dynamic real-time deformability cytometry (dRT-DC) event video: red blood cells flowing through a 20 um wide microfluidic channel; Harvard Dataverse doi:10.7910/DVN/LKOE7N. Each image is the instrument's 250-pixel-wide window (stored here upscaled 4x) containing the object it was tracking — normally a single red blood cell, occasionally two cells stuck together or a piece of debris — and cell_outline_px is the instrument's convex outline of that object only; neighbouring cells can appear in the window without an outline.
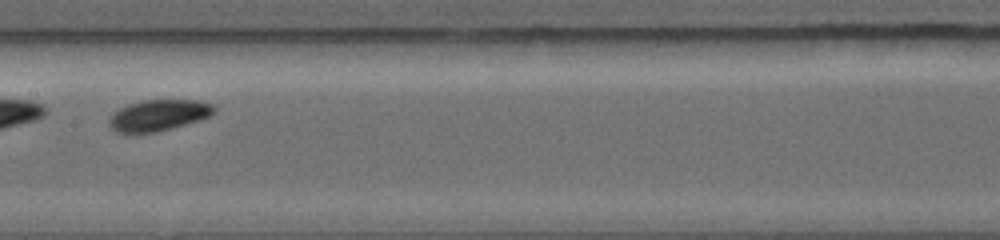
{"species": "common noctule bat (a hibernating species)", "species_latin": "Nyctalus noctula", "temperature_condition": "warm", "stored_images_in_passage": 28, "camera_frame_rate_fps": 5000, "um_per_image_px": 0.085, "animal": {"sex": "female", "body_mass_g": 19.0, "forearm_length_mm": 56.7}, "frame": {"image": 1, "passage_image": 13, "time_ms": 3.0, "image_size_px": [1000, 240], "cell_outline_px": [[216, 112], [200, 120], [172, 128], [156, 132], [132, 136], [116, 132], [108, 124], [108, 120], [120, 108], [128, 104], [144, 100], [196, 100], [216, 104]], "centroid_in_image_um": [13.47, 9.83], "position_along_channel_um": 193.9, "area_um2": 19.54}}